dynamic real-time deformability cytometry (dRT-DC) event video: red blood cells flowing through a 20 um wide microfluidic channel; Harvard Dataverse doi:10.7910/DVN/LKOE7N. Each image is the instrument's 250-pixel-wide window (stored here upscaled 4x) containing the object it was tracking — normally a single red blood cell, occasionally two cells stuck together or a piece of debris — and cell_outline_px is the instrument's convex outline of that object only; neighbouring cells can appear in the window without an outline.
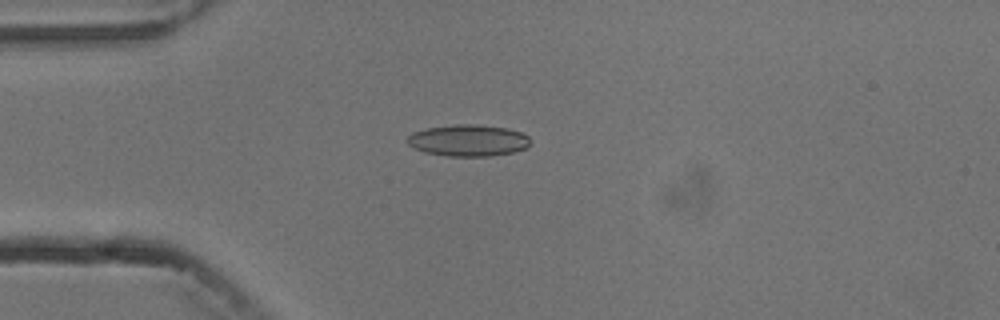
{"species": "common noctule bat (a hibernating species)", "species_latin": "Nyctalus noctula", "temperature_condition": "cold", "stored_images_in_passage": 6, "camera_frame_rate_fps": 3000, "um_per_image_px": 0.085, "animal": {"sex": "male", "body_mass_g": 13.3}, "frame": {"image": 1, "passage_image": 4, "time_ms": 3.667, "image_size_px": [1000, 320], "cell_outline_px": [[528, 144], [524, 148], [512, 152], [492, 156], [448, 156], [424, 152], [408, 144], [408, 136], [412, 132], [424, 128], [452, 124], [476, 124], [508, 128], [520, 132], [528, 136]], "centroid_in_image_um": [39.76, 11.92], "position_along_channel_um": 45.2, "area_um2": 22.6}}
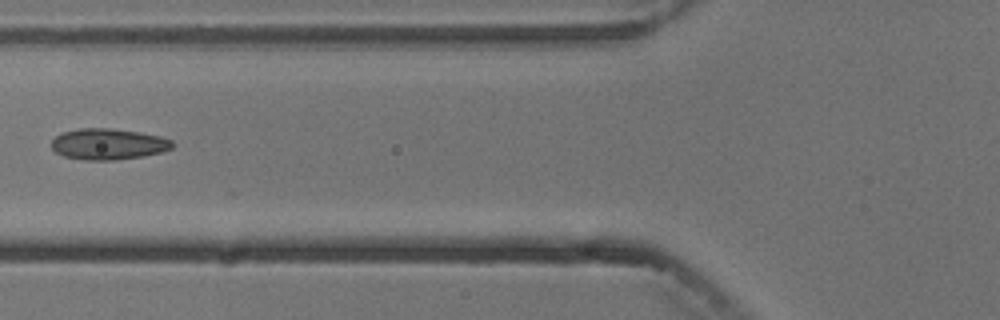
{"frame": {"image": 2, "passage_image": 6, "time_ms": 6.0, "image_size_px": [1000, 320], "cell_outline_px": [[172, 148], [164, 152], [144, 156], [116, 160], [84, 160], [64, 156], [56, 152], [52, 148], [52, 140], [60, 132], [80, 128], [112, 128], [140, 132], [160, 136], [172, 140]], "centroid_in_image_um": [9.21, 12.24], "position_along_channel_um": 116.6, "area_um2": 22.08}}